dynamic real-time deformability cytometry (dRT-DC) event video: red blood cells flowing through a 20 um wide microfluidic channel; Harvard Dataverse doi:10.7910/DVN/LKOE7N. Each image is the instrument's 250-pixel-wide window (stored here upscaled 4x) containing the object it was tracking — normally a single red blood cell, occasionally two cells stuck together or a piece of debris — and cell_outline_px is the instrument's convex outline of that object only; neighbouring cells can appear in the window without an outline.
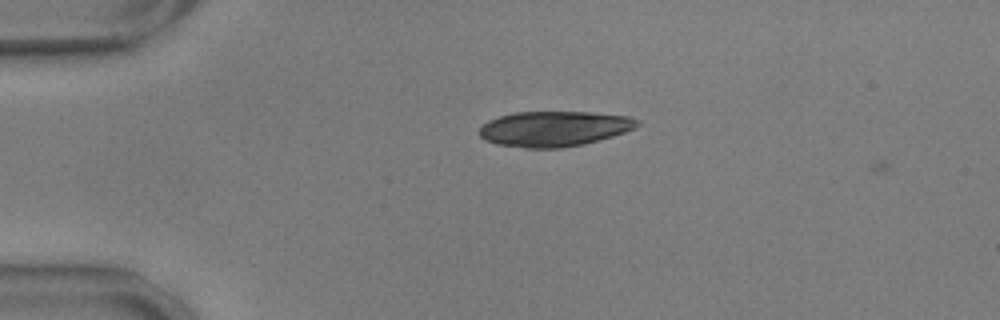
{"species": "common noctule bat (a hibernating species)", "species_latin": "Nyctalus noctula", "temperature_condition": "warm", "stored_images_in_passage": 6, "camera_frame_rate_fps": 3000, "um_per_image_px": 0.085, "animal": {"sex": "male", "body_mass_g": 17.9, "forearm_length_mm": 54.2}, "frame": {"image": 1, "passage_image": 5, "time_ms": 1.333, "image_size_px": [1000, 320], "cell_outline_px": [[640, 124], [636, 128], [612, 136], [584, 144], [560, 148], [524, 148], [496, 144], [484, 140], [480, 136], [480, 128], [488, 120], [500, 116], [516, 112], [592, 112], [628, 116], [640, 120]], "centroid_in_image_um": [47.11, 10.94], "position_along_channel_um": 37.9, "area_um2": 32.54}}